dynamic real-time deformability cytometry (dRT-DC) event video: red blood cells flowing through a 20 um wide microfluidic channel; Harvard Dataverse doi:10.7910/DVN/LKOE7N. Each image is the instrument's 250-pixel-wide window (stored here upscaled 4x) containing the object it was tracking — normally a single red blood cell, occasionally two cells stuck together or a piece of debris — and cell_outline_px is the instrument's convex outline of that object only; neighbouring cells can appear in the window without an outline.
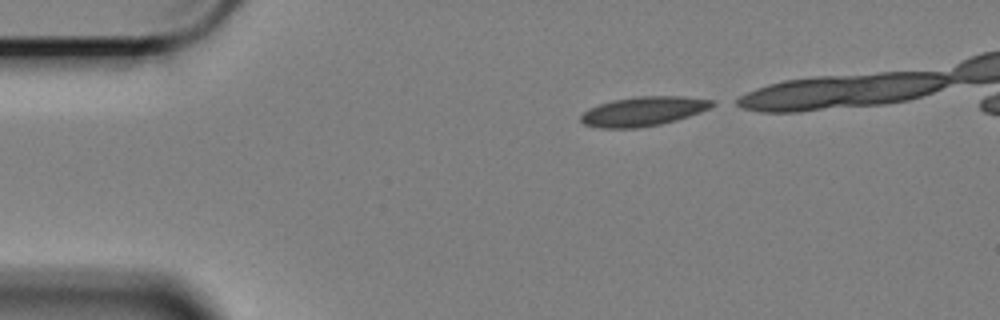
{"species": "Egyptian fruit bat (a non-hibernating species)", "species_latin": "Rousettus aegyptiacus", "temperature_condition": "cold", "stored_images_in_passage": 38, "camera_frame_rate_fps": 3000, "um_per_image_px": 0.085, "animal": {"sex": "female"}, "frame": {"image": 1, "passage_image": 1, "time_ms": 0.0, "image_size_px": [1000, 320], "cell_outline_px": [[716, 104], [708, 108], [688, 116], [676, 120], [660, 124], [636, 128], [600, 128], [584, 124], [580, 120], [580, 116], [588, 108], [612, 100], [636, 96], [684, 96], [716, 100]], "centroid_in_image_um": [54.67, 9.45], "position_along_channel_um": 30.3, "area_um2": 22.43}}
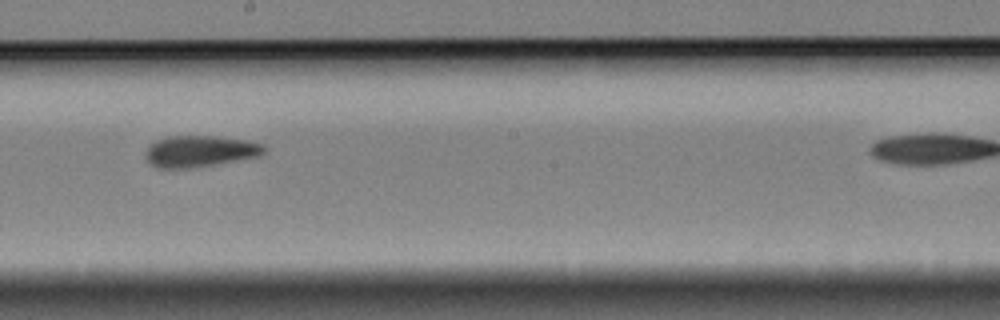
{"frame": {"image": 2, "passage_image": 23, "time_ms": 7.333, "image_size_px": [1000, 320], "cell_outline_px": [[264, 152], [256, 156], [212, 164], [188, 168], [156, 168], [148, 160], [148, 144], [164, 136], [220, 136], [248, 140], [264, 144]], "centroid_in_image_um": [16.97, 12.82], "position_along_channel_um": 231.2, "area_um2": 21.33}}
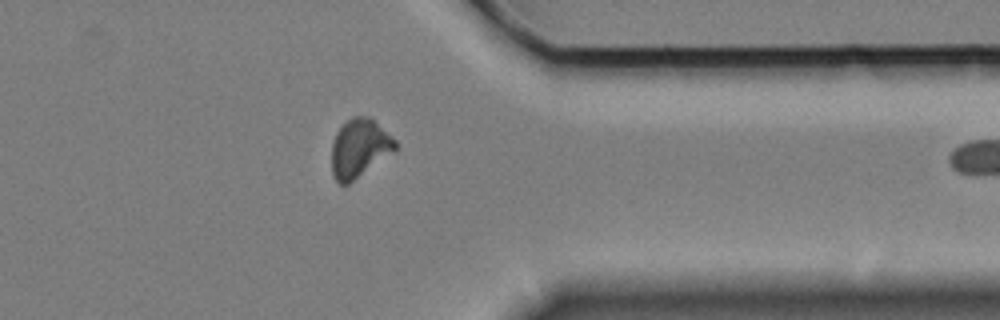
{"frame": {"image": 3, "passage_image": 37, "time_ms": 12.0, "image_size_px": [1000, 320], "cell_outline_px": [[400, 148], [396, 152], [348, 184], [340, 184], [336, 180], [332, 172], [332, 144], [336, 132], [352, 116], [368, 116], [396, 140]], "centroid_in_image_um": [30.59, 12.61], "position_along_channel_um": 380.8, "area_um2": 21.79}}